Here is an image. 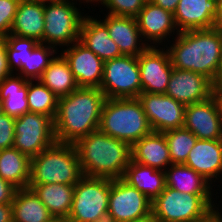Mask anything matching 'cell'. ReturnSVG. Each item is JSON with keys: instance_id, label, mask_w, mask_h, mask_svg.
<instances>
[{"instance_id": "cell-1", "label": "cell", "mask_w": 222, "mask_h": 222, "mask_svg": "<svg viewBox=\"0 0 222 222\" xmlns=\"http://www.w3.org/2000/svg\"><path fill=\"white\" fill-rule=\"evenodd\" d=\"M105 99L104 93L95 87H78L59 98L54 119L56 141L75 144L97 130Z\"/></svg>"}, {"instance_id": "cell-2", "label": "cell", "mask_w": 222, "mask_h": 222, "mask_svg": "<svg viewBox=\"0 0 222 222\" xmlns=\"http://www.w3.org/2000/svg\"><path fill=\"white\" fill-rule=\"evenodd\" d=\"M173 43L164 45L173 68L200 73L215 81L218 72L222 31L216 28L179 32Z\"/></svg>"}, {"instance_id": "cell-3", "label": "cell", "mask_w": 222, "mask_h": 222, "mask_svg": "<svg viewBox=\"0 0 222 222\" xmlns=\"http://www.w3.org/2000/svg\"><path fill=\"white\" fill-rule=\"evenodd\" d=\"M84 176L119 179L131 160V146L99 129L75 144Z\"/></svg>"}, {"instance_id": "cell-4", "label": "cell", "mask_w": 222, "mask_h": 222, "mask_svg": "<svg viewBox=\"0 0 222 222\" xmlns=\"http://www.w3.org/2000/svg\"><path fill=\"white\" fill-rule=\"evenodd\" d=\"M83 176L75 145L55 141L31 159L29 185H75Z\"/></svg>"}, {"instance_id": "cell-5", "label": "cell", "mask_w": 222, "mask_h": 222, "mask_svg": "<svg viewBox=\"0 0 222 222\" xmlns=\"http://www.w3.org/2000/svg\"><path fill=\"white\" fill-rule=\"evenodd\" d=\"M98 129L130 146L152 132L138 98H106Z\"/></svg>"}, {"instance_id": "cell-6", "label": "cell", "mask_w": 222, "mask_h": 222, "mask_svg": "<svg viewBox=\"0 0 222 222\" xmlns=\"http://www.w3.org/2000/svg\"><path fill=\"white\" fill-rule=\"evenodd\" d=\"M214 195L181 193L165 186L152 202V213L159 222H200L213 212Z\"/></svg>"}, {"instance_id": "cell-7", "label": "cell", "mask_w": 222, "mask_h": 222, "mask_svg": "<svg viewBox=\"0 0 222 222\" xmlns=\"http://www.w3.org/2000/svg\"><path fill=\"white\" fill-rule=\"evenodd\" d=\"M77 1L84 3L80 0L44 2L43 44L59 50L79 41L81 23L85 15L80 11L81 6Z\"/></svg>"}, {"instance_id": "cell-8", "label": "cell", "mask_w": 222, "mask_h": 222, "mask_svg": "<svg viewBox=\"0 0 222 222\" xmlns=\"http://www.w3.org/2000/svg\"><path fill=\"white\" fill-rule=\"evenodd\" d=\"M111 179L83 176L74 187L69 217L65 222L108 221Z\"/></svg>"}, {"instance_id": "cell-9", "label": "cell", "mask_w": 222, "mask_h": 222, "mask_svg": "<svg viewBox=\"0 0 222 222\" xmlns=\"http://www.w3.org/2000/svg\"><path fill=\"white\" fill-rule=\"evenodd\" d=\"M105 98H137L142 85L137 56H121L104 62L99 88Z\"/></svg>"}, {"instance_id": "cell-10", "label": "cell", "mask_w": 222, "mask_h": 222, "mask_svg": "<svg viewBox=\"0 0 222 222\" xmlns=\"http://www.w3.org/2000/svg\"><path fill=\"white\" fill-rule=\"evenodd\" d=\"M55 141L54 120L51 117L28 112L15 118L13 147L30 159Z\"/></svg>"}, {"instance_id": "cell-11", "label": "cell", "mask_w": 222, "mask_h": 222, "mask_svg": "<svg viewBox=\"0 0 222 222\" xmlns=\"http://www.w3.org/2000/svg\"><path fill=\"white\" fill-rule=\"evenodd\" d=\"M152 213V202L122 178L111 179L109 222H131Z\"/></svg>"}, {"instance_id": "cell-12", "label": "cell", "mask_w": 222, "mask_h": 222, "mask_svg": "<svg viewBox=\"0 0 222 222\" xmlns=\"http://www.w3.org/2000/svg\"><path fill=\"white\" fill-rule=\"evenodd\" d=\"M140 101L153 132H164L184 126L186 106L166 94L141 92Z\"/></svg>"}, {"instance_id": "cell-13", "label": "cell", "mask_w": 222, "mask_h": 222, "mask_svg": "<svg viewBox=\"0 0 222 222\" xmlns=\"http://www.w3.org/2000/svg\"><path fill=\"white\" fill-rule=\"evenodd\" d=\"M142 91L165 94L173 71L170 56L163 47L149 46L138 56Z\"/></svg>"}, {"instance_id": "cell-14", "label": "cell", "mask_w": 222, "mask_h": 222, "mask_svg": "<svg viewBox=\"0 0 222 222\" xmlns=\"http://www.w3.org/2000/svg\"><path fill=\"white\" fill-rule=\"evenodd\" d=\"M214 91L213 82L205 75L173 68L165 94L187 106L209 99Z\"/></svg>"}, {"instance_id": "cell-15", "label": "cell", "mask_w": 222, "mask_h": 222, "mask_svg": "<svg viewBox=\"0 0 222 222\" xmlns=\"http://www.w3.org/2000/svg\"><path fill=\"white\" fill-rule=\"evenodd\" d=\"M135 18L139 31L149 46H164L163 44L166 40L168 43L172 42L168 38L179 34L174 22L173 13L156 6L149 0Z\"/></svg>"}, {"instance_id": "cell-16", "label": "cell", "mask_w": 222, "mask_h": 222, "mask_svg": "<svg viewBox=\"0 0 222 222\" xmlns=\"http://www.w3.org/2000/svg\"><path fill=\"white\" fill-rule=\"evenodd\" d=\"M183 127L198 139H222V119L215 95L205 101L187 105Z\"/></svg>"}, {"instance_id": "cell-17", "label": "cell", "mask_w": 222, "mask_h": 222, "mask_svg": "<svg viewBox=\"0 0 222 222\" xmlns=\"http://www.w3.org/2000/svg\"><path fill=\"white\" fill-rule=\"evenodd\" d=\"M60 50L69 63L79 87L100 88L103 77V60L80 41H76L69 47Z\"/></svg>"}, {"instance_id": "cell-18", "label": "cell", "mask_w": 222, "mask_h": 222, "mask_svg": "<svg viewBox=\"0 0 222 222\" xmlns=\"http://www.w3.org/2000/svg\"><path fill=\"white\" fill-rule=\"evenodd\" d=\"M100 21L107 27L110 37L118 45L122 55L138 57L149 47L139 31L135 17L107 14Z\"/></svg>"}, {"instance_id": "cell-19", "label": "cell", "mask_w": 222, "mask_h": 222, "mask_svg": "<svg viewBox=\"0 0 222 222\" xmlns=\"http://www.w3.org/2000/svg\"><path fill=\"white\" fill-rule=\"evenodd\" d=\"M218 4L209 0H179L173 13L179 32L214 28Z\"/></svg>"}, {"instance_id": "cell-20", "label": "cell", "mask_w": 222, "mask_h": 222, "mask_svg": "<svg viewBox=\"0 0 222 222\" xmlns=\"http://www.w3.org/2000/svg\"><path fill=\"white\" fill-rule=\"evenodd\" d=\"M185 165L202 175L211 184L216 183L222 175V139H197Z\"/></svg>"}, {"instance_id": "cell-21", "label": "cell", "mask_w": 222, "mask_h": 222, "mask_svg": "<svg viewBox=\"0 0 222 222\" xmlns=\"http://www.w3.org/2000/svg\"><path fill=\"white\" fill-rule=\"evenodd\" d=\"M97 19L85 14L81 23L79 41L104 62L123 56L118 45L110 37L107 27Z\"/></svg>"}, {"instance_id": "cell-22", "label": "cell", "mask_w": 222, "mask_h": 222, "mask_svg": "<svg viewBox=\"0 0 222 222\" xmlns=\"http://www.w3.org/2000/svg\"><path fill=\"white\" fill-rule=\"evenodd\" d=\"M131 160L165 171L171 165V158L164 133L152 131L135 142L131 146Z\"/></svg>"}, {"instance_id": "cell-23", "label": "cell", "mask_w": 222, "mask_h": 222, "mask_svg": "<svg viewBox=\"0 0 222 222\" xmlns=\"http://www.w3.org/2000/svg\"><path fill=\"white\" fill-rule=\"evenodd\" d=\"M43 33L44 2L20 0L9 34L33 38L43 44Z\"/></svg>"}, {"instance_id": "cell-24", "label": "cell", "mask_w": 222, "mask_h": 222, "mask_svg": "<svg viewBox=\"0 0 222 222\" xmlns=\"http://www.w3.org/2000/svg\"><path fill=\"white\" fill-rule=\"evenodd\" d=\"M122 179L153 202L165 189V171L130 160Z\"/></svg>"}, {"instance_id": "cell-25", "label": "cell", "mask_w": 222, "mask_h": 222, "mask_svg": "<svg viewBox=\"0 0 222 222\" xmlns=\"http://www.w3.org/2000/svg\"><path fill=\"white\" fill-rule=\"evenodd\" d=\"M75 185H29L57 221H66L71 211Z\"/></svg>"}, {"instance_id": "cell-26", "label": "cell", "mask_w": 222, "mask_h": 222, "mask_svg": "<svg viewBox=\"0 0 222 222\" xmlns=\"http://www.w3.org/2000/svg\"><path fill=\"white\" fill-rule=\"evenodd\" d=\"M13 222H55L32 189H17L12 201Z\"/></svg>"}, {"instance_id": "cell-27", "label": "cell", "mask_w": 222, "mask_h": 222, "mask_svg": "<svg viewBox=\"0 0 222 222\" xmlns=\"http://www.w3.org/2000/svg\"><path fill=\"white\" fill-rule=\"evenodd\" d=\"M166 187L187 194H214L212 184L185 164H171L165 170Z\"/></svg>"}, {"instance_id": "cell-28", "label": "cell", "mask_w": 222, "mask_h": 222, "mask_svg": "<svg viewBox=\"0 0 222 222\" xmlns=\"http://www.w3.org/2000/svg\"><path fill=\"white\" fill-rule=\"evenodd\" d=\"M31 159L15 147L0 150V177L17 189L28 188Z\"/></svg>"}, {"instance_id": "cell-29", "label": "cell", "mask_w": 222, "mask_h": 222, "mask_svg": "<svg viewBox=\"0 0 222 222\" xmlns=\"http://www.w3.org/2000/svg\"><path fill=\"white\" fill-rule=\"evenodd\" d=\"M28 80L17 74H10L0 82V100L3 112L14 118L29 112Z\"/></svg>"}, {"instance_id": "cell-30", "label": "cell", "mask_w": 222, "mask_h": 222, "mask_svg": "<svg viewBox=\"0 0 222 222\" xmlns=\"http://www.w3.org/2000/svg\"><path fill=\"white\" fill-rule=\"evenodd\" d=\"M38 80L58 98L69 95L79 87L69 63L61 53L54 57Z\"/></svg>"}, {"instance_id": "cell-31", "label": "cell", "mask_w": 222, "mask_h": 222, "mask_svg": "<svg viewBox=\"0 0 222 222\" xmlns=\"http://www.w3.org/2000/svg\"><path fill=\"white\" fill-rule=\"evenodd\" d=\"M58 99L59 98L39 80H28L27 102L29 112L44 114L54 120L58 110Z\"/></svg>"}, {"instance_id": "cell-32", "label": "cell", "mask_w": 222, "mask_h": 222, "mask_svg": "<svg viewBox=\"0 0 222 222\" xmlns=\"http://www.w3.org/2000/svg\"><path fill=\"white\" fill-rule=\"evenodd\" d=\"M58 52L52 46L39 43L31 53H26L24 65L17 75L27 80H38Z\"/></svg>"}, {"instance_id": "cell-33", "label": "cell", "mask_w": 222, "mask_h": 222, "mask_svg": "<svg viewBox=\"0 0 222 222\" xmlns=\"http://www.w3.org/2000/svg\"><path fill=\"white\" fill-rule=\"evenodd\" d=\"M170 152L171 164H185L197 137L184 127L163 132Z\"/></svg>"}, {"instance_id": "cell-34", "label": "cell", "mask_w": 222, "mask_h": 222, "mask_svg": "<svg viewBox=\"0 0 222 222\" xmlns=\"http://www.w3.org/2000/svg\"><path fill=\"white\" fill-rule=\"evenodd\" d=\"M3 38L6 42L8 68L11 74H17V71L19 72L24 65L26 53H31L39 42L33 38L20 37L13 34H8Z\"/></svg>"}, {"instance_id": "cell-35", "label": "cell", "mask_w": 222, "mask_h": 222, "mask_svg": "<svg viewBox=\"0 0 222 222\" xmlns=\"http://www.w3.org/2000/svg\"><path fill=\"white\" fill-rule=\"evenodd\" d=\"M148 0H102L99 4L109 15L136 17Z\"/></svg>"}, {"instance_id": "cell-36", "label": "cell", "mask_w": 222, "mask_h": 222, "mask_svg": "<svg viewBox=\"0 0 222 222\" xmlns=\"http://www.w3.org/2000/svg\"><path fill=\"white\" fill-rule=\"evenodd\" d=\"M20 0H0V37L10 33Z\"/></svg>"}, {"instance_id": "cell-37", "label": "cell", "mask_w": 222, "mask_h": 222, "mask_svg": "<svg viewBox=\"0 0 222 222\" xmlns=\"http://www.w3.org/2000/svg\"><path fill=\"white\" fill-rule=\"evenodd\" d=\"M15 137V118L0 114V150L13 147Z\"/></svg>"}, {"instance_id": "cell-38", "label": "cell", "mask_w": 222, "mask_h": 222, "mask_svg": "<svg viewBox=\"0 0 222 222\" xmlns=\"http://www.w3.org/2000/svg\"><path fill=\"white\" fill-rule=\"evenodd\" d=\"M17 188L0 177V204H11Z\"/></svg>"}, {"instance_id": "cell-39", "label": "cell", "mask_w": 222, "mask_h": 222, "mask_svg": "<svg viewBox=\"0 0 222 222\" xmlns=\"http://www.w3.org/2000/svg\"><path fill=\"white\" fill-rule=\"evenodd\" d=\"M6 56V42L0 37V82L10 75Z\"/></svg>"}, {"instance_id": "cell-40", "label": "cell", "mask_w": 222, "mask_h": 222, "mask_svg": "<svg viewBox=\"0 0 222 222\" xmlns=\"http://www.w3.org/2000/svg\"><path fill=\"white\" fill-rule=\"evenodd\" d=\"M156 6L162 7L163 9L174 13L176 10L177 4L179 3V0H149Z\"/></svg>"}, {"instance_id": "cell-41", "label": "cell", "mask_w": 222, "mask_h": 222, "mask_svg": "<svg viewBox=\"0 0 222 222\" xmlns=\"http://www.w3.org/2000/svg\"><path fill=\"white\" fill-rule=\"evenodd\" d=\"M0 222H13L12 203L0 204Z\"/></svg>"}, {"instance_id": "cell-42", "label": "cell", "mask_w": 222, "mask_h": 222, "mask_svg": "<svg viewBox=\"0 0 222 222\" xmlns=\"http://www.w3.org/2000/svg\"><path fill=\"white\" fill-rule=\"evenodd\" d=\"M213 85L215 90L222 89V44L220 49L218 72L216 74V78L215 81L213 82Z\"/></svg>"}, {"instance_id": "cell-43", "label": "cell", "mask_w": 222, "mask_h": 222, "mask_svg": "<svg viewBox=\"0 0 222 222\" xmlns=\"http://www.w3.org/2000/svg\"><path fill=\"white\" fill-rule=\"evenodd\" d=\"M214 28L222 31V0L218 4V13L215 17Z\"/></svg>"}, {"instance_id": "cell-44", "label": "cell", "mask_w": 222, "mask_h": 222, "mask_svg": "<svg viewBox=\"0 0 222 222\" xmlns=\"http://www.w3.org/2000/svg\"><path fill=\"white\" fill-rule=\"evenodd\" d=\"M214 95L216 97V101L218 103L219 110H220V115H221V119H222V89L215 90Z\"/></svg>"}, {"instance_id": "cell-45", "label": "cell", "mask_w": 222, "mask_h": 222, "mask_svg": "<svg viewBox=\"0 0 222 222\" xmlns=\"http://www.w3.org/2000/svg\"><path fill=\"white\" fill-rule=\"evenodd\" d=\"M131 222H159L156 217L153 215V213L143 217V218H139L136 220H133Z\"/></svg>"}, {"instance_id": "cell-46", "label": "cell", "mask_w": 222, "mask_h": 222, "mask_svg": "<svg viewBox=\"0 0 222 222\" xmlns=\"http://www.w3.org/2000/svg\"><path fill=\"white\" fill-rule=\"evenodd\" d=\"M200 222H221V220L214 212H212L205 220H202Z\"/></svg>"}, {"instance_id": "cell-47", "label": "cell", "mask_w": 222, "mask_h": 222, "mask_svg": "<svg viewBox=\"0 0 222 222\" xmlns=\"http://www.w3.org/2000/svg\"><path fill=\"white\" fill-rule=\"evenodd\" d=\"M217 205V206H216ZM216 205H214L213 206V212L217 215V217L221 220V222H222V214H221V212H219V211H221V210H219V205L216 203Z\"/></svg>"}, {"instance_id": "cell-48", "label": "cell", "mask_w": 222, "mask_h": 222, "mask_svg": "<svg viewBox=\"0 0 222 222\" xmlns=\"http://www.w3.org/2000/svg\"><path fill=\"white\" fill-rule=\"evenodd\" d=\"M101 1H102V0H91V3H90V4H92V3L94 4V2H95V4H97V3L99 4Z\"/></svg>"}, {"instance_id": "cell-49", "label": "cell", "mask_w": 222, "mask_h": 222, "mask_svg": "<svg viewBox=\"0 0 222 222\" xmlns=\"http://www.w3.org/2000/svg\"><path fill=\"white\" fill-rule=\"evenodd\" d=\"M3 113L2 101L0 100V114Z\"/></svg>"}, {"instance_id": "cell-50", "label": "cell", "mask_w": 222, "mask_h": 222, "mask_svg": "<svg viewBox=\"0 0 222 222\" xmlns=\"http://www.w3.org/2000/svg\"><path fill=\"white\" fill-rule=\"evenodd\" d=\"M80 1H82V2H84L85 4L87 3H90L91 2V0H80Z\"/></svg>"}, {"instance_id": "cell-51", "label": "cell", "mask_w": 222, "mask_h": 222, "mask_svg": "<svg viewBox=\"0 0 222 222\" xmlns=\"http://www.w3.org/2000/svg\"><path fill=\"white\" fill-rule=\"evenodd\" d=\"M209 1H213V2H215L217 4H219L221 0H209Z\"/></svg>"}, {"instance_id": "cell-52", "label": "cell", "mask_w": 222, "mask_h": 222, "mask_svg": "<svg viewBox=\"0 0 222 222\" xmlns=\"http://www.w3.org/2000/svg\"><path fill=\"white\" fill-rule=\"evenodd\" d=\"M35 1H43V2H47V1H55V0H35Z\"/></svg>"}]
</instances>
